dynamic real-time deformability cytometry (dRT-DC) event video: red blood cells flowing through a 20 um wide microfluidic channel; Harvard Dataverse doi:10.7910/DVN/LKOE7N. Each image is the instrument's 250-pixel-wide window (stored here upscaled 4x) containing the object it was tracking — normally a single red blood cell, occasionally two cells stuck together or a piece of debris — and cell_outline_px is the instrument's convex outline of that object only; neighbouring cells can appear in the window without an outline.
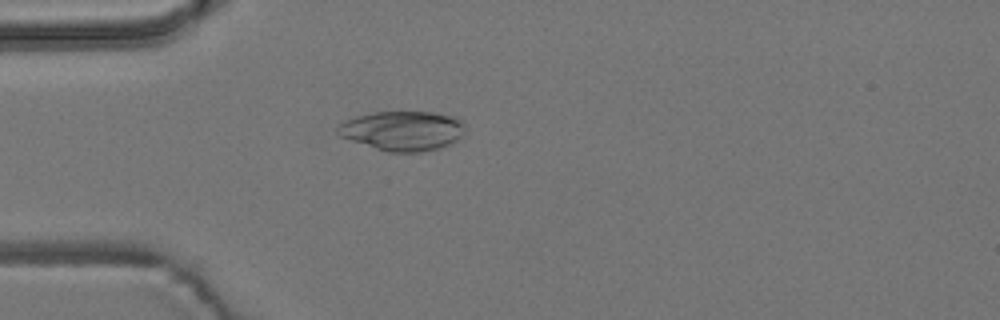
{"species": "common noctule bat (a hibernating species)", "species_latin": "Nyctalus noctula", "temperature_condition": "room temperature", "stored_images_in_passage": 4, "camera_frame_rate_fps": 3000, "um_per_image_px": 0.085, "animal": {"sex": "male", "body_mass_g": 19.2, "forearm_length_mm": 51.8}, "frame": {"image": 1, "passage_image": 3, "time_ms": 5.0, "image_size_px": [1000, 320], "cell_outline_px": [[464, 132], [452, 144], [440, 148], [420, 152], [388, 152], [340, 136], [336, 132], [336, 128], [340, 124], [356, 116], [376, 112], [432, 112], [452, 116], [460, 120], [464, 124]], "centroid_in_image_um": [34.24, 11.12], "position_along_channel_um": 50.8, "area_um2": 29.13}}